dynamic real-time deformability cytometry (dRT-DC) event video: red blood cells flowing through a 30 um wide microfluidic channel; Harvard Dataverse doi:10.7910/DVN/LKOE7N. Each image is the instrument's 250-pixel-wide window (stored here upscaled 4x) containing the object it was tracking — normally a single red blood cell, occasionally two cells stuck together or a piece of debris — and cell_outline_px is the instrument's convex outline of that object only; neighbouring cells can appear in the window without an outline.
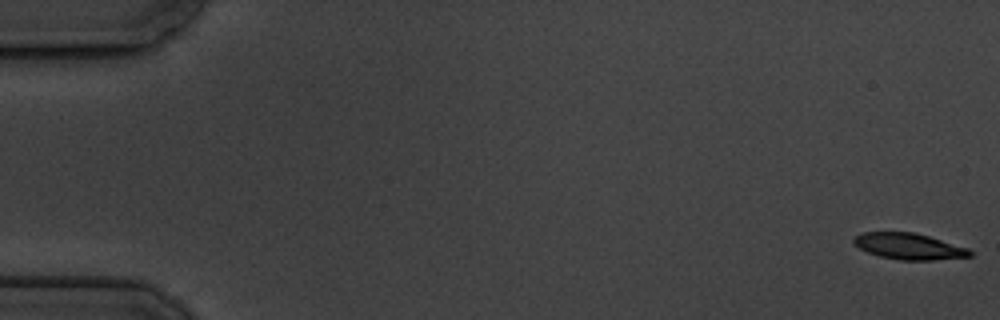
{"species": "common noctule bat (a hibernating species)", "species_latin": "Nyctalus noctula", "temperature_condition": "cold", "stored_images_in_passage": 5, "camera_frame_rate_fps": 3000, "um_per_image_px": 0.085, "animal": {"sex": "male", "body_mass_g": 19.5, "forearm_length_mm": 54.6}, "frame": {"image": 1, "passage_image": 1, "time_ms": 0.0, "image_size_px": [1000, 320], "cell_outline_px": [[972, 256], [932, 260], [900, 260], [880, 256], [868, 252], [860, 248], [852, 240], [860, 232], [912, 232], [928, 236], [968, 248], [972, 252]], "centroid_in_image_um": [77.26, 20.94], "position_along_channel_um": 7.7, "area_um2": 17.51}}
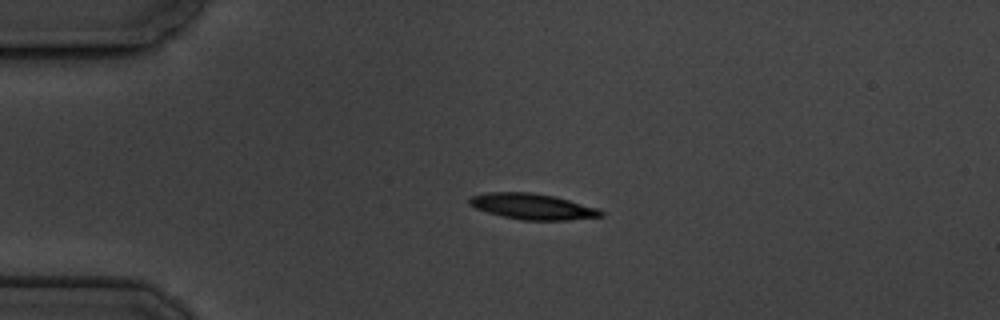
{"frame": {"image": 2, "passage_image": 4, "time_ms": 4.333, "image_size_px": [1000, 320], "cell_outline_px": [[604, 216], [568, 220], [524, 220], [504, 216], [488, 212], [476, 208], [468, 204], [468, 200], [472, 196], [488, 192], [532, 192], [552, 196], [600, 208], [604, 212]], "centroid_in_image_um": [45.29, 17.55], "position_along_channel_um": 39.7, "area_um2": 19.65}}